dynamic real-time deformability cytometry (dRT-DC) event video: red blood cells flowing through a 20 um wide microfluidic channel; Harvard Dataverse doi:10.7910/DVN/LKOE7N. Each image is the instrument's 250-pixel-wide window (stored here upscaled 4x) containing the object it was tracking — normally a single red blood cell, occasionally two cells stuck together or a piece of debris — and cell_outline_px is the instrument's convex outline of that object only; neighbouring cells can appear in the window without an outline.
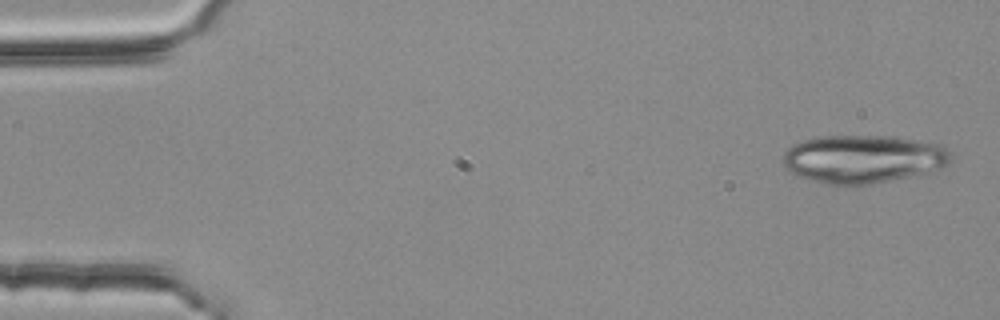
{"species": "common noctule bat (a hibernating species)", "species_latin": "Nyctalus noctula", "temperature_condition": "room temperature", "stored_images_in_passage": 4, "camera_frame_rate_fps": 3000, "um_per_image_px": 0.085, "animal": {"sex": "female", "body_mass_g": 25.1}, "frame": {"image": 1, "passage_image": 1, "time_ms": 0.0, "image_size_px": [1000, 320], "cell_outline_px": [[952, 160], [944, 172], [868, 184], [824, 184], [788, 172], [784, 168], [784, 152], [792, 144], [804, 140], [820, 136], [892, 136], [940, 144], [948, 152]], "centroid_in_image_um": [73.45, 13.53], "position_along_channel_um": 11.5, "area_um2": 47.86}}